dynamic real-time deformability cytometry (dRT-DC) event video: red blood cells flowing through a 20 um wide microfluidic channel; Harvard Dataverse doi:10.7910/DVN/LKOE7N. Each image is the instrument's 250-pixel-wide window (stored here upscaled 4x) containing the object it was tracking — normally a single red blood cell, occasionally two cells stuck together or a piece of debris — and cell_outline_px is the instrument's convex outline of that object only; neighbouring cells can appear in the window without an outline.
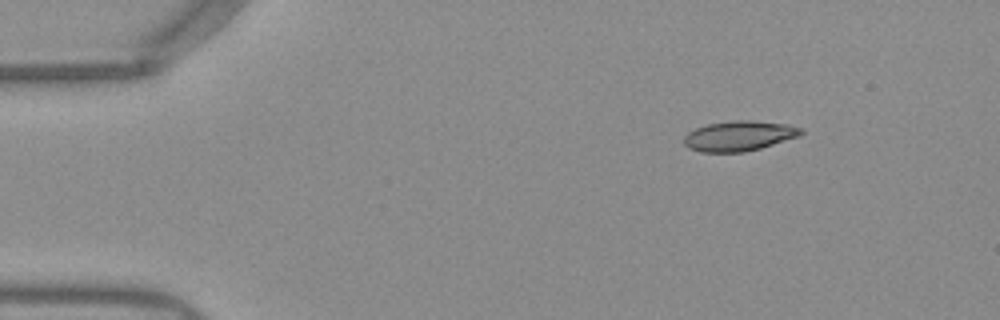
{"species": "Egyptian fruit bat (a non-hibernating species)", "species_latin": "Rousettus aegyptiacus", "temperature_condition": "warm", "stored_images_in_passage": 45, "camera_frame_rate_fps": 3000, "um_per_image_px": 0.085, "frame": {"image": 1, "passage_image": 1, "time_ms": 0.0, "image_size_px": [1000, 320], "cell_outline_px": [[804, 132], [800, 136], [760, 148], [744, 152], [700, 152], [688, 148], [684, 144], [684, 136], [688, 132], [696, 128], [708, 124], [736, 120], [752, 120], [788, 124], [804, 128]], "centroid_in_image_um": [62.85, 11.55], "position_along_channel_um": 22.2, "area_um2": 20.63}}
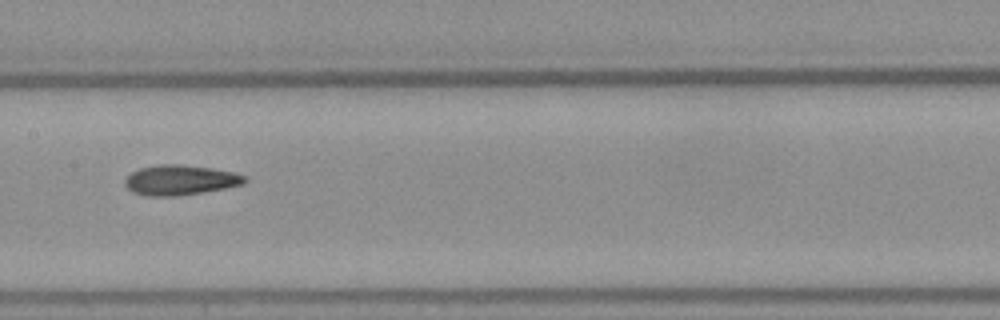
{"frame": {"image": 2, "passage_image": 20, "time_ms": 6.333, "image_size_px": [1000, 320], "cell_outline_px": [[248, 180], [244, 184], [224, 188], [176, 196], [144, 196], [132, 192], [124, 184], [124, 180], [132, 172], [140, 168], [156, 164], [180, 164], [212, 168], [232, 172], [248, 176]], "centroid_in_image_um": [15.31, 15.3], "position_along_channel_um": 192.1, "area_um2": 21.04}}
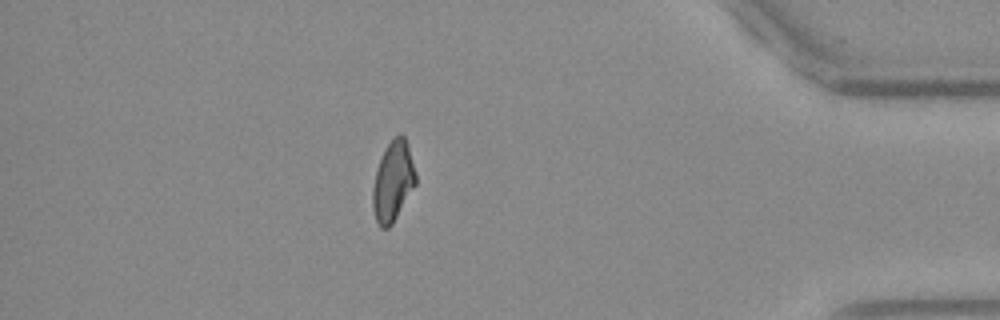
{"frame": {"image": 3, "passage_image": 39, "time_ms": 12.667, "image_size_px": [1000, 320], "cell_outline_px": [[416, 184], [392, 224], [388, 228], [380, 228], [376, 220], [372, 208], [372, 192], [376, 172], [384, 148], [400, 132], [404, 136], [416, 172]], "centroid_in_image_um": [33.39, 15.44], "position_along_channel_um": 401.8, "area_um2": 19.83}, "authors_computed_cell_mechanics": {"area_um2": 20.4612, "velocity_mm_per_s": 3.9507, "shape_relaxation_time_tau1_ms": 8.1663, "shape_relaxation_time_tau2_ms": 2.4185, "deformation_change_tau1": 0.2334, "deformation_change_tau2": 0.1037}}